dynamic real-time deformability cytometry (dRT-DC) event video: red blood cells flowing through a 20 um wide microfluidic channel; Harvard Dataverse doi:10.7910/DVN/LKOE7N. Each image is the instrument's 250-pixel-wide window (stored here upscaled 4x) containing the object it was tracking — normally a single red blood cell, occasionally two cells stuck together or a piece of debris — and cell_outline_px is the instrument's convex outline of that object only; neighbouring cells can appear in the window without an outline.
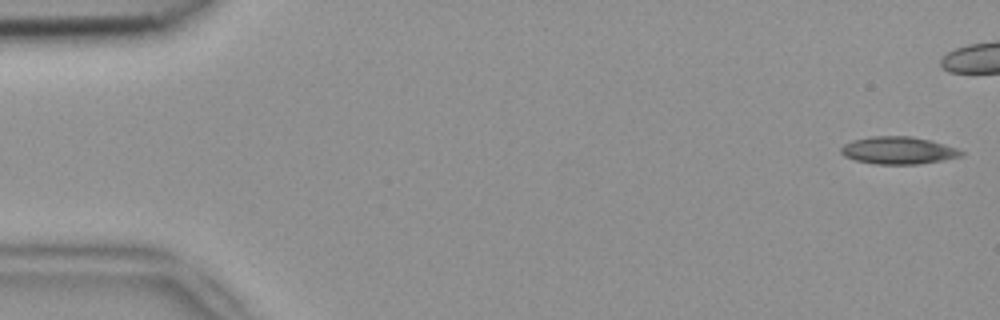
{"species": "common noctule bat (a hibernating species)", "species_latin": "Nyctalus noctula", "temperature_condition": "room temperature", "stored_images_in_passage": 41, "camera_frame_rate_fps": 3000, "um_per_image_px": 0.085, "animal": {"sex": "female", "body_mass_g": 18.4}, "frame": {"image": 1, "passage_image": 1, "time_ms": 0.0, "image_size_px": [1000, 320], "cell_outline_px": [[964, 156], [916, 164], [876, 164], [856, 160], [844, 156], [840, 152], [840, 148], [844, 144], [852, 140], [872, 136], [912, 136], [932, 140], [956, 148], [964, 152]], "centroid_in_image_um": [76.34, 12.77], "position_along_channel_um": 8.7, "area_um2": 19.19}}
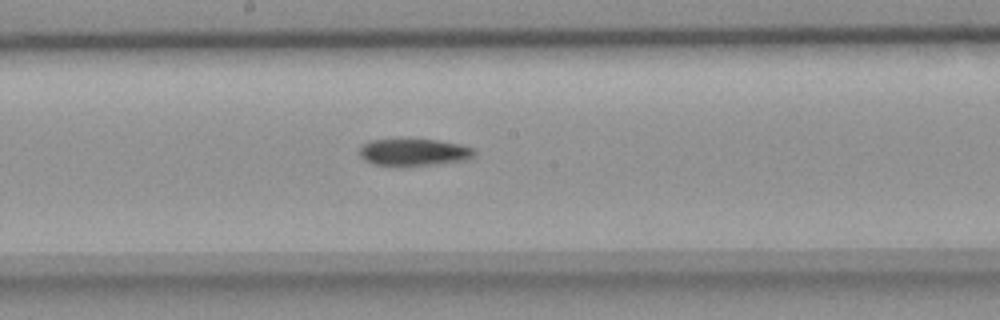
{"frame": {"image": 2, "passage_image": 27, "time_ms": 8.667, "image_size_px": [1000, 320], "cell_outline_px": [[476, 152], [468, 160], [408, 168], [396, 168], [372, 164], [364, 160], [360, 156], [360, 148], [364, 144], [372, 140], [436, 140], [460, 144], [476, 148]], "centroid_in_image_um": [35.19, 13.0], "position_along_channel_um": 213.0, "area_um2": 18.73}}
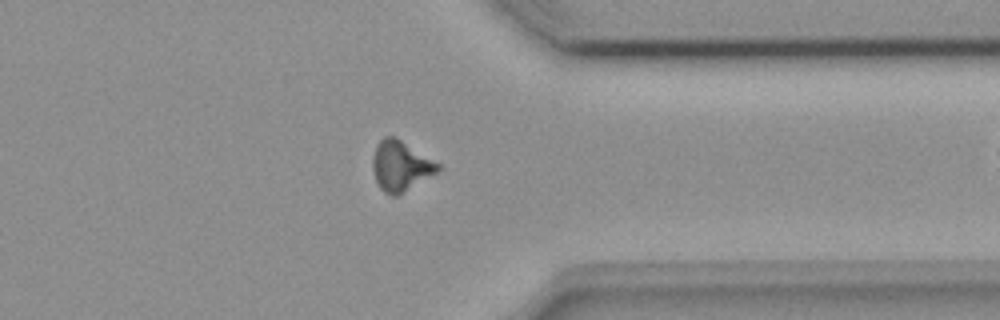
{"frame": {"image": 3, "passage_image": 40, "time_ms": 13.0, "image_size_px": [1000, 320], "cell_outline_px": [[440, 168], [436, 172], [396, 196], [392, 196], [384, 192], [380, 188], [376, 180], [372, 168], [372, 160], [376, 144], [384, 136], [396, 136], [440, 164]], "centroid_in_image_um": [34.01, 14.07], "position_along_channel_um": 377.4, "area_um2": 18.84}}